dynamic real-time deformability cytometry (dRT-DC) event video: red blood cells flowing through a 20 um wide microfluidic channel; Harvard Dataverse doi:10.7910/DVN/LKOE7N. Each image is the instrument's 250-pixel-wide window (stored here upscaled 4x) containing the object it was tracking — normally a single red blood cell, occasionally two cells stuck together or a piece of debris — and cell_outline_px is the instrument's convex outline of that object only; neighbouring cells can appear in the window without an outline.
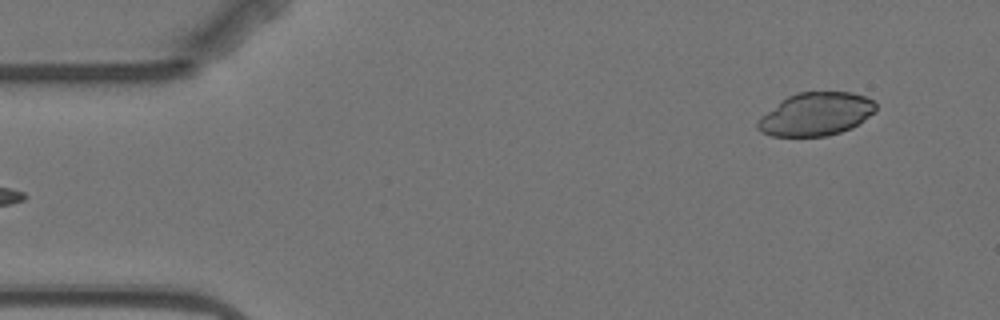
{"species": "Egyptian fruit bat (a non-hibernating species)", "species_latin": "Rousettus aegyptiacus", "temperature_condition": "warm", "stored_images_in_passage": 6, "segment_of_instrument_passage": [2, 2], "camera_frame_rate_fps": 3000, "um_per_image_px": 0.085, "animal": {"sex": "female"}, "frame": {"image": 1, "passage_image": 6, "time_ms": 6.0, "image_size_px": [1000, 320], "cell_outline_px": [[876, 112], [852, 128], [828, 136], [772, 136], [760, 132], [756, 128], [756, 124], [760, 116], [780, 100], [796, 92], [852, 92], [864, 96], [872, 100], [876, 104]], "centroid_in_image_um": [69.33, 9.7], "position_along_channel_um": 15.7, "area_um2": 29.94}}